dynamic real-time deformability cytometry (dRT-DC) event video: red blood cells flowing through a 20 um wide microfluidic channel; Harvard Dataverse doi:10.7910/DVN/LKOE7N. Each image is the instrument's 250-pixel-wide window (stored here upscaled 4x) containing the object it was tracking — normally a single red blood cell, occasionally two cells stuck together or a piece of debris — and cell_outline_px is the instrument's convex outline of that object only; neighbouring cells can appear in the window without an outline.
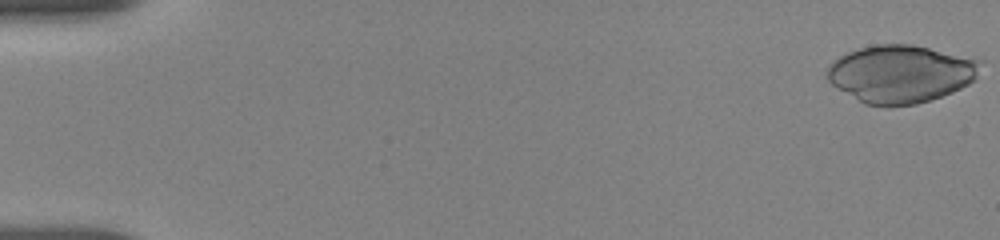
{"species": "human", "species_latin": "Homo sapiens", "temperature_condition": "room temperature", "stored_images_in_passage": 55, "camera_frame_rate_fps": 3000, "um_per_image_px": 0.085, "donor": {"sex": "female"}, "frame": {"image": 1, "passage_image": 1, "time_ms": 0.0, "image_size_px": [1000, 240], "cell_outline_px": [[984, 60], [976, 80], [952, 92], [916, 104], [888, 108], [864, 104], [832, 84], [824, 76], [828, 64], [840, 56], [848, 52], [860, 48], [876, 44], [912, 44]], "centroid_in_image_um": [76.57, 6.28], "position_along_channel_um": 8.4, "area_um2": 52.14}}
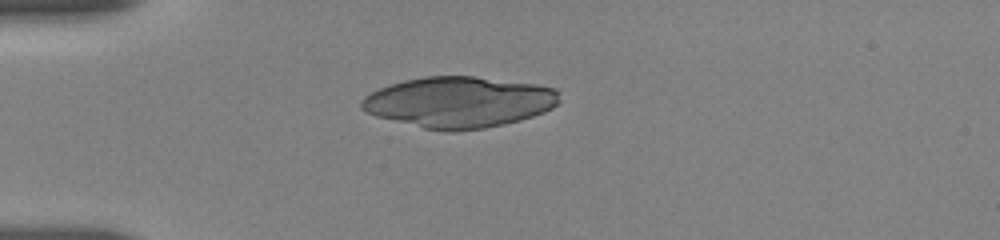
{"frame": {"image": 2, "passage_image": 15, "time_ms": 4.667, "image_size_px": [1000, 240], "cell_outline_px": [[560, 100], [552, 108], [544, 112], [520, 120], [504, 124], [484, 128], [456, 132], [444, 132], [424, 128], [376, 116], [364, 112], [360, 108], [360, 100], [364, 96], [380, 88], [404, 80], [424, 76], [472, 76], [536, 84], [556, 88]], "centroid_in_image_um": [39.0, 8.69], "position_along_channel_um": 46.0, "area_um2": 58.9}}